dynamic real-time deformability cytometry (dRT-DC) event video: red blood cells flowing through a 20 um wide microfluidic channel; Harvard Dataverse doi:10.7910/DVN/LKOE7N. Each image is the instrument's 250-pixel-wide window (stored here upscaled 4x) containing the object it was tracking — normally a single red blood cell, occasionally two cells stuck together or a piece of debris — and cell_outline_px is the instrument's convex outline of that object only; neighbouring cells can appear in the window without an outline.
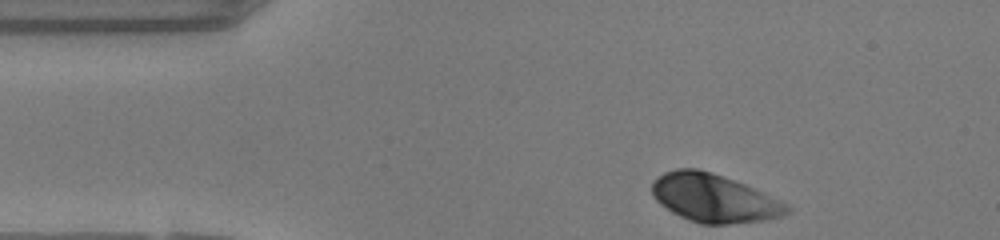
{"species": "human", "species_latin": "Homo sapiens", "temperature_condition": "warm", "stored_images_in_passage": 34, "camera_frame_rate_fps": 3000, "um_per_image_px": 0.085, "donor": {"sex": "female"}, "frame": {"image": 1, "passage_image": 1, "time_ms": 0.0, "image_size_px": [1000, 240], "cell_outline_px": [[764, 216], [748, 220], [720, 224], [708, 224], [692, 220], [668, 208], [652, 192], [652, 184], [660, 176], [668, 172], [688, 168], [708, 172], [728, 180], [736, 184]], "centroid_in_image_um": [59.86, 16.76], "position_along_channel_um": 25.1, "area_um2": 29.42}}
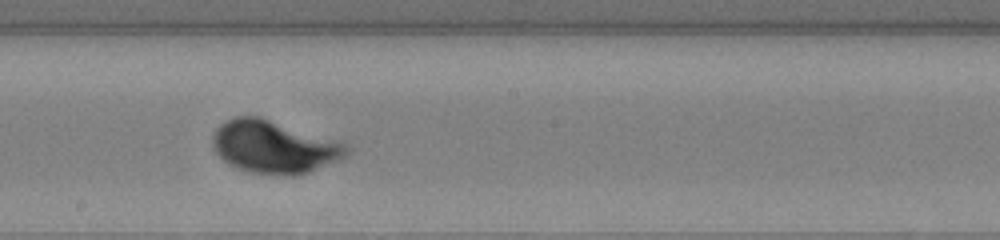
{"frame": {"image": 2, "passage_image": 20, "time_ms": 6.333, "image_size_px": [1000, 240], "cell_outline_px": [[336, 152], [308, 168], [296, 172], [284, 172], [252, 168], [240, 164], [224, 156], [220, 152], [216, 144], [216, 136], [220, 128], [224, 124], [232, 120], [260, 120], [336, 148]], "centroid_in_image_um": [22.9, 12.47], "position_along_channel_um": 225.3, "area_um2": 30.58}}
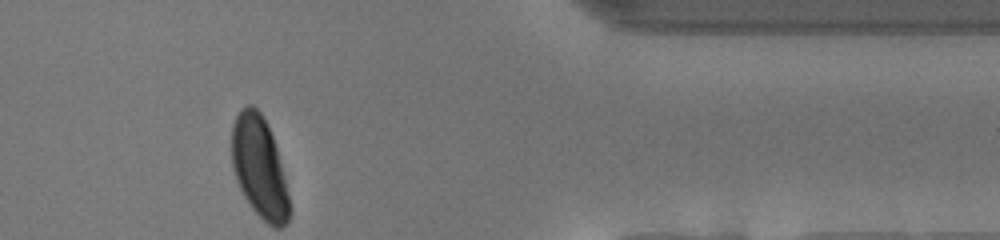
{"frame": {"image": 3, "passage_image": 34, "time_ms": 11.0, "image_size_px": [1000, 240], "cell_outline_px": [[288, 220], [284, 224], [272, 224], [252, 204], [244, 192], [240, 184], [236, 172], [232, 156], [232, 132], [236, 120], [240, 112], [244, 108], [252, 108], [264, 120], [268, 128], [276, 152], [288, 200]], "centroid_in_image_um": [22.02, 14.17], "position_along_channel_um": 389.4, "area_um2": 30.29}, "authors_computed_cell_mechanics": {"area_um2": 29.7092, "velocity_mm_per_s": 4.114, "shape_relaxation_time_tau1_ms": 2.6559, "shape_relaxation_time_tau2_ms": null, "deformation_change_tau1": 0.1697, "deformation_change_tau2": null}}